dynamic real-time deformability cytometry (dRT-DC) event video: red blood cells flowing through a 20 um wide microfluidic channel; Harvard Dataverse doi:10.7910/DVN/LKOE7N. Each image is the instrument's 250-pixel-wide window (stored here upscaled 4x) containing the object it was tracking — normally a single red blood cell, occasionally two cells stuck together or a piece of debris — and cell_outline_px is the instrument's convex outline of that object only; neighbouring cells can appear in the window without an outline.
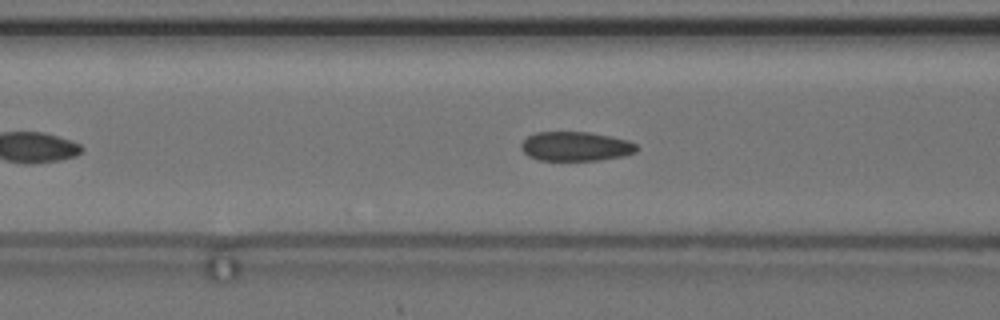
{"species": "common noctule bat (a hibernating species)", "species_latin": "Nyctalus noctula", "temperature_condition": "cold", "stored_images_in_passage": 45, "camera_frame_rate_fps": 3000, "um_per_image_px": 0.085, "animal": {"sex": "female", "body_mass_g": 24.6, "forearm_length_mm": 56.2}, "frame": {"image": 1, "passage_image": 14, "time_ms": 4.333, "image_size_px": [1000, 320], "cell_outline_px": [[640, 148], [636, 152], [624, 156], [600, 160], [540, 160], [528, 156], [520, 148], [520, 144], [528, 136], [536, 132], [588, 132], [612, 136], [628, 140], [636, 144]], "centroid_in_image_um": [48.96, 12.44], "position_along_channel_um": 117.6, "area_um2": 19.88}}
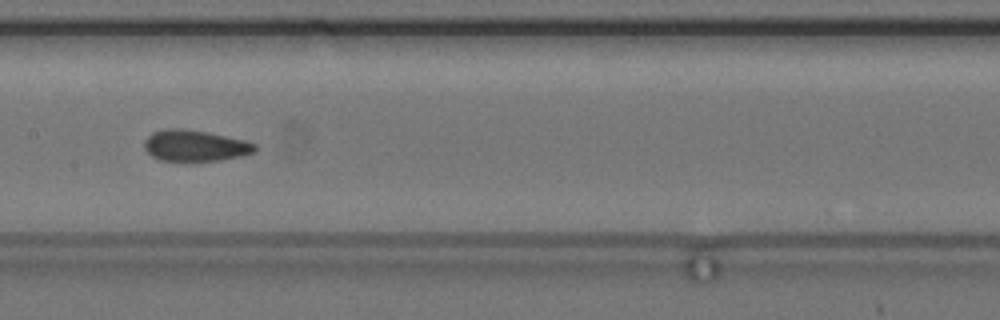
{"frame": {"image": 2, "passage_image": 20, "time_ms": 6.333, "image_size_px": [1000, 320], "cell_outline_px": [[256, 148], [252, 152], [240, 156], [220, 160], [160, 160], [152, 156], [144, 148], [144, 140], [152, 132], [164, 128], [180, 128], [208, 132], [244, 140], [256, 144]], "centroid_in_image_um": [16.53, 12.36], "position_along_channel_um": 190.9, "area_um2": 19.88}}
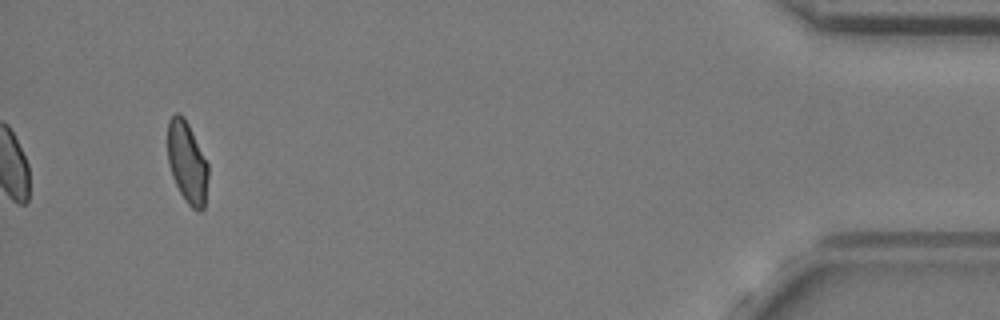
{"frame": {"image": 3, "passage_image": 45, "time_ms": 14.667, "image_size_px": [1000, 320], "cell_outline_px": [[208, 176], [204, 208], [200, 212], [196, 212], [188, 204], [180, 192], [172, 176], [168, 164], [168, 120], [176, 112], [180, 112], [184, 116], [208, 164]], "centroid_in_image_um": [15.9, 13.81], "position_along_channel_um": 419.3, "area_um2": 19.25}, "authors_computed_cell_mechanics": {"area_um2": 19.8832, "velocity_mm_per_s": 3.6431, "shape_relaxation_time_tau1_ms": 7.8727, "shape_relaxation_time_tau2_ms": 1.3668, "deformation_change_tau1": 0.1246, "deformation_change_tau2": 0.0528}}